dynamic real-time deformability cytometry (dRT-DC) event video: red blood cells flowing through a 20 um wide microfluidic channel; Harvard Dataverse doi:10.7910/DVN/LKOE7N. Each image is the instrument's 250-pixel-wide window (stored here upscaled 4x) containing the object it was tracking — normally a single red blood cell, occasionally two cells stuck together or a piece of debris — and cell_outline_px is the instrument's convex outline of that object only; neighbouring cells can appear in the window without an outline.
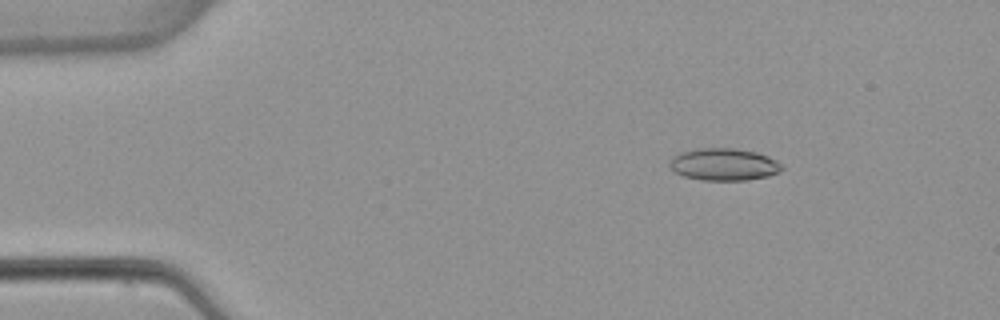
{"species": "common noctule bat (a hibernating species)", "species_latin": "Nyctalus noctula", "temperature_condition": "warm", "stored_images_in_passage": 5, "camera_frame_rate_fps": 3000, "um_per_image_px": 0.085, "animal": {"sex": "female", "body_mass_g": 22.7, "forearm_length_mm": 54.2}, "frame": {"image": 1, "passage_image": 3, "time_ms": 2.333, "image_size_px": [1000, 320], "cell_outline_px": [[784, 168], [780, 172], [768, 176], [748, 180], [704, 180], [684, 176], [676, 172], [668, 164], [672, 156], [680, 152], [700, 148], [736, 148], [756, 152], [768, 156], [784, 164]], "centroid_in_image_um": [61.57, 13.97], "position_along_channel_um": 23.4, "area_um2": 21.21}}